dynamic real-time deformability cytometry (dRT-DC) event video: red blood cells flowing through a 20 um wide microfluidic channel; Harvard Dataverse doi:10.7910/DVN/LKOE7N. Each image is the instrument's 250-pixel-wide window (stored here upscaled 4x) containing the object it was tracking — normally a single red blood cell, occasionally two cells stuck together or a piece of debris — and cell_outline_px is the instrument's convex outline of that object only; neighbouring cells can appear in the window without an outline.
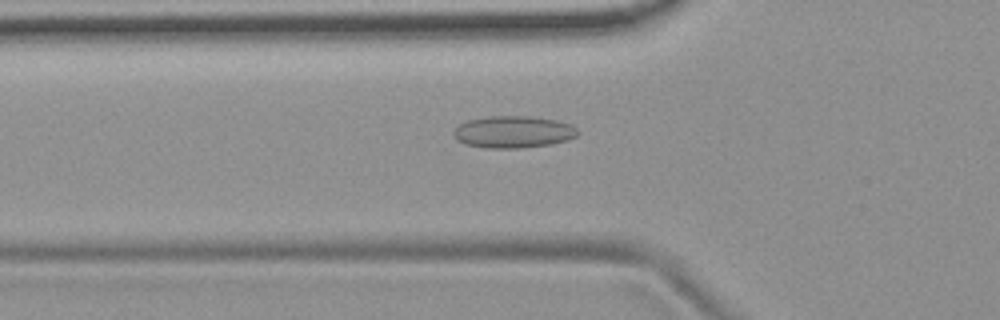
{"species": "common noctule bat (a hibernating species)", "species_latin": "Nyctalus noctula", "temperature_condition": "room temperature", "stored_images_in_passage": 48, "camera_frame_rate_fps": 3000, "um_per_image_px": 0.085, "animal": {"sex": "female", "body_mass_g": 19.9}, "frame": {"image": 1, "passage_image": 13, "time_ms": 4.0, "image_size_px": [1000, 320], "cell_outline_px": [[580, 132], [576, 136], [568, 140], [552, 144], [520, 148], [484, 148], [464, 144], [456, 140], [452, 136], [452, 132], [460, 124], [468, 120], [488, 116], [532, 116], [556, 120], [572, 124]], "centroid_in_image_um": [43.63, 11.22], "position_along_channel_um": 82.2, "area_um2": 23.47}}
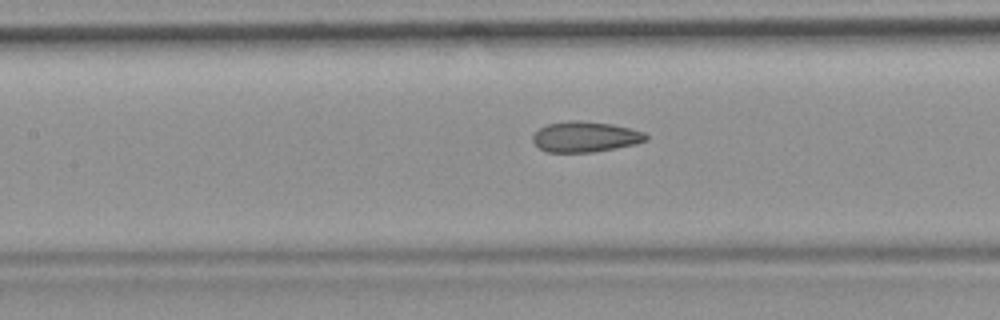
{"frame": {"image": 2, "passage_image": 19, "time_ms": 6.0, "image_size_px": [1000, 320], "cell_outline_px": [[648, 140], [636, 144], [616, 148], [592, 152], [548, 152], [540, 148], [532, 140], [532, 136], [540, 128], [548, 124], [568, 120], [580, 120], [612, 124], [644, 132], [648, 136]], "centroid_in_image_um": [49.76, 11.62], "position_along_channel_um": 157.6, "area_um2": 20.11}}
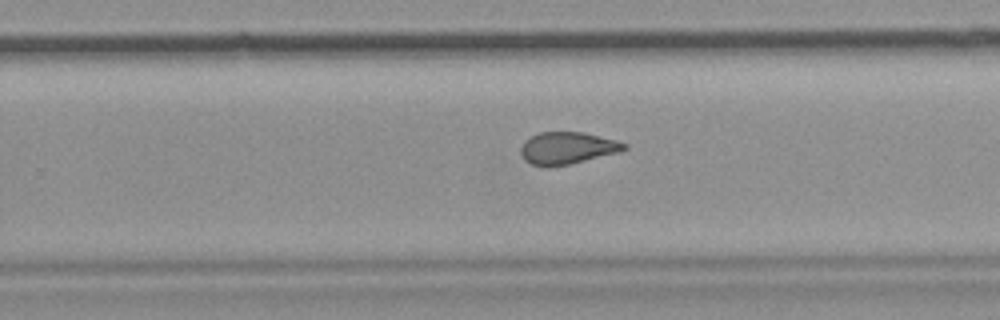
{"frame": {"image": 3, "passage_image": 29, "time_ms": 9.333, "image_size_px": [1000, 320], "cell_outline_px": [[628, 148], [620, 152], [568, 164], [548, 168], [532, 164], [524, 160], [520, 152], [520, 148], [524, 140], [540, 132], [584, 132], [616, 140], [628, 144]], "centroid_in_image_um": [48.21, 12.59], "position_along_channel_um": 281.6, "area_um2": 19.48}, "authors_computed_cell_mechanics": {"area_um2": 20.4034, "velocity_mm_per_s": 3.7371, "shape_relaxation_time_tau1_ms": 9.8737, "shape_relaxation_time_tau2_ms": 1.7433, "deformation_change_tau1": 0.182, "deformation_change_tau2": 0.0795}}